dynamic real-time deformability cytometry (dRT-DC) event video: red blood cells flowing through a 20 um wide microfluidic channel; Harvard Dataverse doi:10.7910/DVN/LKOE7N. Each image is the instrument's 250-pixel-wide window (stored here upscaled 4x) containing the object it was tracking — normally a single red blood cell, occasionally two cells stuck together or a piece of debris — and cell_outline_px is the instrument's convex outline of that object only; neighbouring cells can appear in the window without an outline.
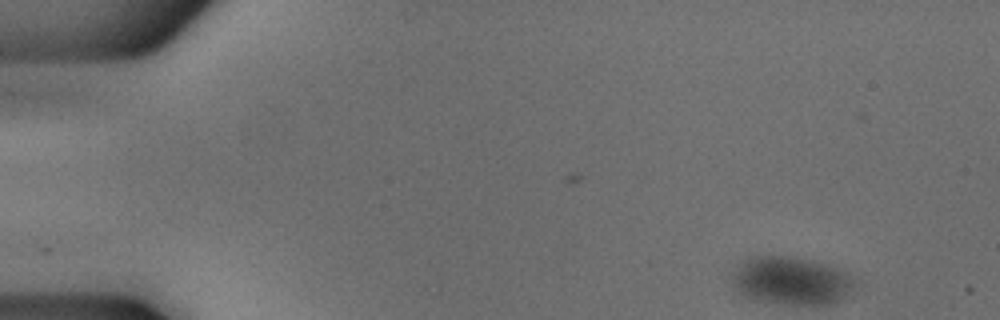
{"species": "common noctule bat (a hibernating species)", "species_latin": "Nyctalus noctula", "temperature_condition": "cold", "stored_images_in_passage": 50, "camera_frame_rate_fps": 3000, "um_per_image_px": 0.085, "animal": {"sex": "male", "body_mass_g": 18.8}, "frame": {"image": 1, "passage_image": 1, "time_ms": 0.0, "image_size_px": [1000, 320], "cell_outline_px": [[860, 280], [836, 304], [784, 304], [756, 300], [744, 296], [736, 292], [732, 284], [732, 276], [736, 264], [748, 256], [792, 256], [812, 260], [828, 264], [856, 276]], "centroid_in_image_um": [67.25, 23.85], "position_along_channel_um": 17.7, "area_um2": 35.14}}
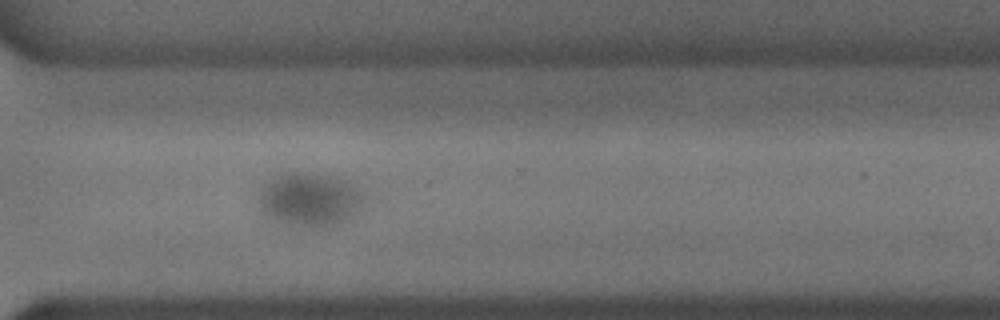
{"frame": {"image": 2, "passage_image": 36, "time_ms": 11.667, "image_size_px": [1000, 320], "cell_outline_px": [[376, 196], [368, 208], [348, 220], [332, 228], [312, 228], [284, 224], [268, 220], [260, 216], [260, 188], [272, 176], [284, 172], [312, 172], [348, 180], [360, 184]], "centroid_in_image_um": [26.54, 16.98], "position_along_channel_um": 344.1, "area_um2": 36.24}}
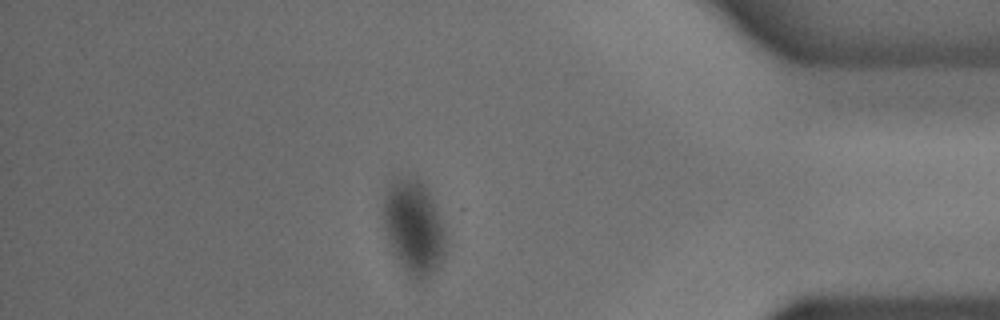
{"frame": {"image": 3, "passage_image": 43, "time_ms": 14.0, "image_size_px": [1000, 320], "cell_outline_px": [[444, 252], [440, 264], [436, 272], [428, 280], [420, 284], [416, 284], [408, 276], [400, 264], [388, 240], [384, 228], [384, 192], [388, 184], [396, 176], [416, 176], [424, 184], [436, 208], [444, 228]], "centroid_in_image_um": [35.15, 19.35], "position_along_channel_um": 400.0, "area_um2": 34.8}}